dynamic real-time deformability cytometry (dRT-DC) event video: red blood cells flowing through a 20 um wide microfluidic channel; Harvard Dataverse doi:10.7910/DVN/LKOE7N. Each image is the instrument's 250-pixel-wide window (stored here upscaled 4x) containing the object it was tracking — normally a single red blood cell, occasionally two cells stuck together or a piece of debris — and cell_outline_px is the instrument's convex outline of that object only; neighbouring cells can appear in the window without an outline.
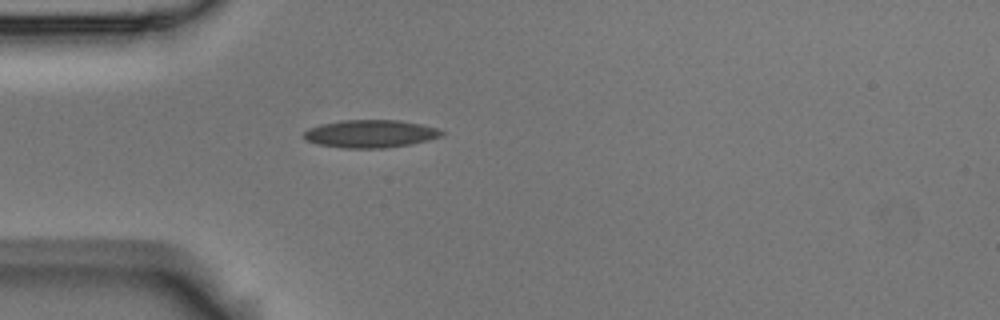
{"species": "Egyptian fruit bat (a non-hibernating species)", "species_latin": "Rousettus aegyptiacus", "temperature_condition": "room temperature", "stored_images_in_passage": 1, "camera_frame_rate_fps": 3000, "um_per_image_px": 0.085, "animal": {"sex": "male"}, "frame": {"image": 1, "passage_image": 1, "time_ms": 0.0, "image_size_px": [1000, 320], "cell_outline_px": [[444, 136], [428, 140], [408, 144], [384, 148], [344, 148], [320, 144], [304, 140], [304, 132], [308, 128], [320, 124], [340, 120], [400, 120], [420, 124], [436, 128], [444, 132]], "centroid_in_image_um": [31.47, 11.36], "position_along_channel_um": 53.5, "area_um2": 22.25}}